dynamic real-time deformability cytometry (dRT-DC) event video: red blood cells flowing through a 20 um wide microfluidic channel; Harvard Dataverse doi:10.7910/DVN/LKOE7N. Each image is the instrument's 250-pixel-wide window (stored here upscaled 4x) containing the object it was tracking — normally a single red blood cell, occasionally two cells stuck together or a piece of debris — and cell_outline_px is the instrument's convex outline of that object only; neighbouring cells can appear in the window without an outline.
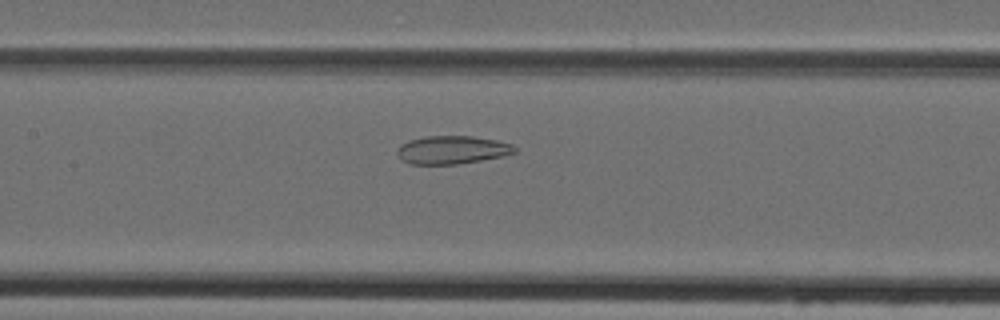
{"species": "Egyptian fruit bat (a non-hibernating species)", "species_latin": "Rousettus aegyptiacus", "temperature_condition": "cold", "stored_images_in_passage": 45, "camera_frame_rate_fps": 3000, "um_per_image_px": 0.085, "animal": {"sex": "female"}, "frame": {"image": 1, "passage_image": 23, "time_ms": 7.333, "image_size_px": [1000, 320], "cell_outline_px": [[516, 152], [504, 156], [456, 164], [408, 164], [400, 160], [396, 152], [396, 148], [400, 144], [424, 136], [472, 136], [496, 140], [512, 144], [516, 148]], "centroid_in_image_um": [38.39, 12.74], "position_along_channel_um": 169.0, "area_um2": 19.36}}
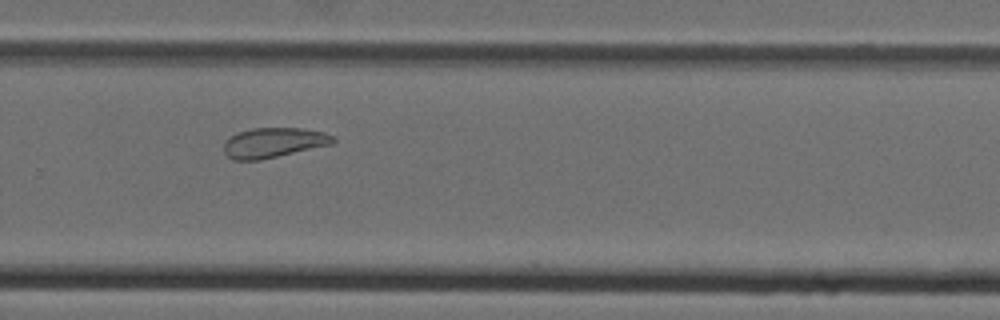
{"frame": {"image": 2, "passage_image": 33, "time_ms": 10.667, "image_size_px": [1000, 320], "cell_outline_px": [[336, 140], [332, 144], [260, 160], [232, 160], [224, 152], [224, 144], [236, 132], [252, 128], [304, 128], [324, 132], [336, 136]], "centroid_in_image_um": [23.28, 12.12], "position_along_channel_um": 306.5, "area_um2": 19.07}}
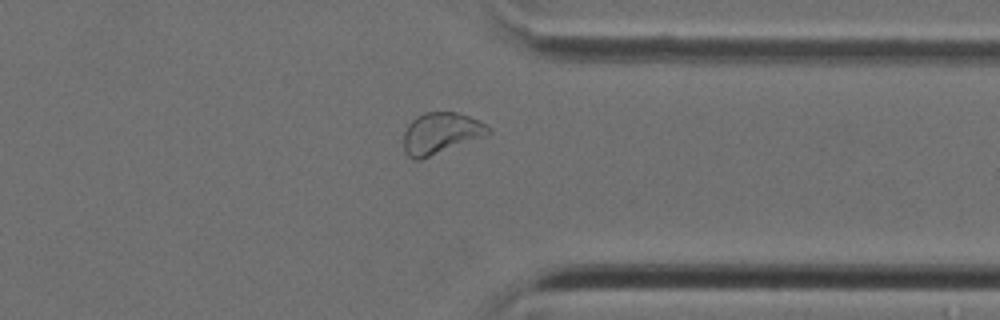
{"frame": {"image": 3, "passage_image": 38, "time_ms": 12.333, "image_size_px": [1000, 320], "cell_outline_px": [[492, 132], [488, 136], [420, 160], [416, 160], [408, 156], [404, 152], [404, 132], [408, 124], [416, 116], [424, 112], [456, 112], [468, 116], [492, 128]], "centroid_in_image_um": [37.48, 11.34], "position_along_channel_um": 373.9, "area_um2": 20.63}}